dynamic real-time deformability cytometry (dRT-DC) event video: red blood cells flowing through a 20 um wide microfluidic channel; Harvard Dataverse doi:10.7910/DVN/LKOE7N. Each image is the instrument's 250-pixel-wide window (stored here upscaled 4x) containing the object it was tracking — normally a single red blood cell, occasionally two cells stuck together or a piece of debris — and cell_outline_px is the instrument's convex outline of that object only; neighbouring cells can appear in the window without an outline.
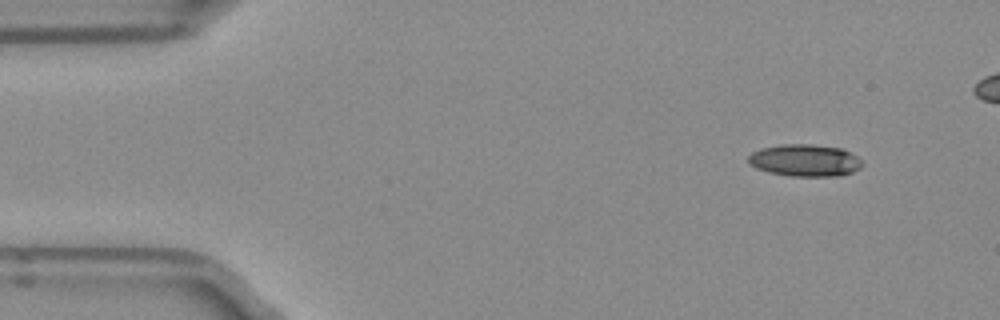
{"species": "Egyptian fruit bat (a non-hibernating species)", "species_latin": "Rousettus aegyptiacus", "temperature_condition": "room temperature", "stored_images_in_passage": 43, "camera_frame_rate_fps": 3000, "um_per_image_px": 0.085, "frame": {"image": 1, "passage_image": 1, "time_ms": 0.0, "image_size_px": [1000, 320], "cell_outline_px": [[864, 164], [860, 168], [852, 172], [836, 176], [792, 176], [768, 172], [756, 168], [748, 164], [748, 156], [752, 152], [760, 148], [780, 144], [812, 144], [840, 148], [856, 156]], "centroid_in_image_um": [68.38, 13.63], "position_along_channel_um": 16.6, "area_um2": 21.33}}
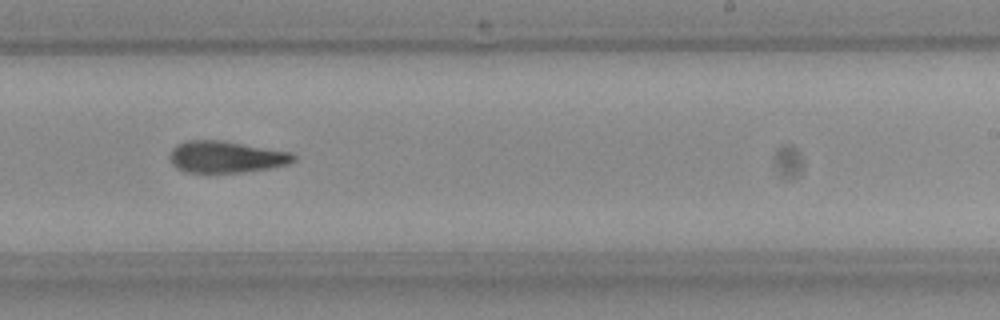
{"frame": {"image": 2, "passage_image": 27, "time_ms": 8.667, "image_size_px": [1000, 320], "cell_outline_px": [[296, 160], [288, 164], [272, 168], [240, 172], [188, 172], [176, 168], [172, 164], [168, 156], [172, 148], [176, 144], [184, 140], [220, 140], [292, 152], [296, 156]], "centroid_in_image_um": [19.2, 13.33], "position_along_channel_um": 269.8, "area_um2": 23.0}}
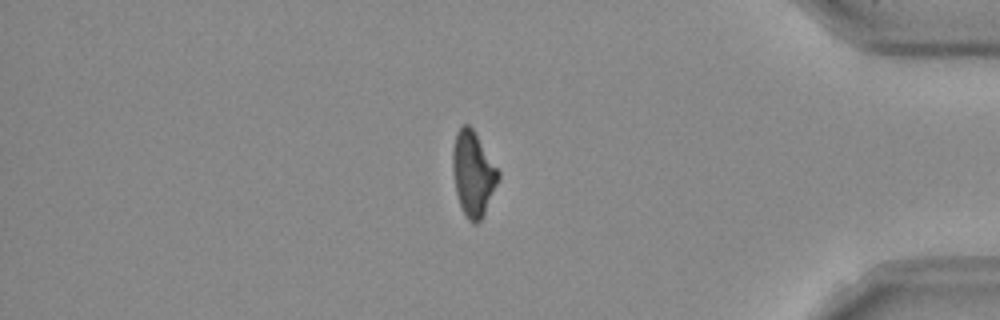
{"frame": {"image": 3, "passage_image": 39, "time_ms": 12.667, "image_size_px": [1000, 320], "cell_outline_px": [[500, 180], [480, 220], [476, 224], [472, 224], [468, 220], [460, 204], [456, 192], [452, 172], [452, 148], [456, 132], [464, 124], [468, 124], [472, 128], [500, 172]], "centroid_in_image_um": [40.21, 14.76], "position_along_channel_um": 395.0, "area_um2": 22.43}, "authors_computed_cell_mechanics": {"area_um2": 22.831, "velocity_mm_per_s": 3.9763, "shape_relaxation_time_tau1_ms": 9.7166, "shape_relaxation_time_tau2_ms": null, "deformation_change_tau1": 0.2685, "deformation_change_tau2": null}}